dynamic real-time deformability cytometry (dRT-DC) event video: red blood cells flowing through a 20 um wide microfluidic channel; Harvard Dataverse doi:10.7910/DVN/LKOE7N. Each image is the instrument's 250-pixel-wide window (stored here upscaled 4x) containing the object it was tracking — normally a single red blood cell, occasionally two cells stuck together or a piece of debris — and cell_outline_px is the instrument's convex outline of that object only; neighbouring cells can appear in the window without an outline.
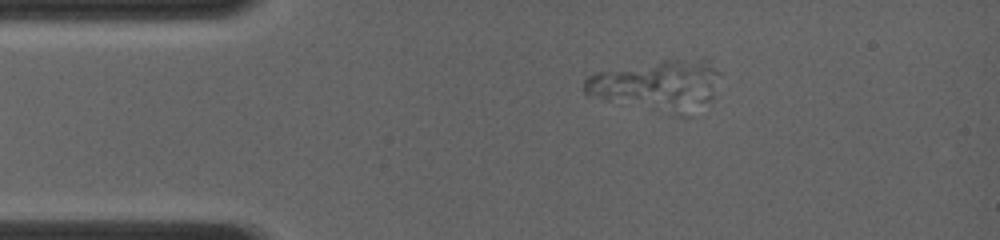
{"species": "common noctule bat (a hibernating species)", "species_latin": "Nyctalus noctula", "temperature_condition": "room temperature", "stored_images_in_passage": 5, "camera_frame_rate_fps": 4000, "um_per_image_px": 0.085, "animal": {"sex": "female", "body_mass_g": 19.0, "forearm_length_mm": 56.7}, "frame": {"image": 1, "passage_image": 5, "time_ms": 3.75, "image_size_px": [1000, 240], "cell_outline_px": [[720, 72], [712, 96], [708, 100], [608, 100], [584, 96], [584, 80], [588, 76], [596, 72], [660, 60], [704, 56]], "centroid_in_image_um": [55.74, 6.89], "position_along_channel_um": 29.3, "area_um2": 34.04}}